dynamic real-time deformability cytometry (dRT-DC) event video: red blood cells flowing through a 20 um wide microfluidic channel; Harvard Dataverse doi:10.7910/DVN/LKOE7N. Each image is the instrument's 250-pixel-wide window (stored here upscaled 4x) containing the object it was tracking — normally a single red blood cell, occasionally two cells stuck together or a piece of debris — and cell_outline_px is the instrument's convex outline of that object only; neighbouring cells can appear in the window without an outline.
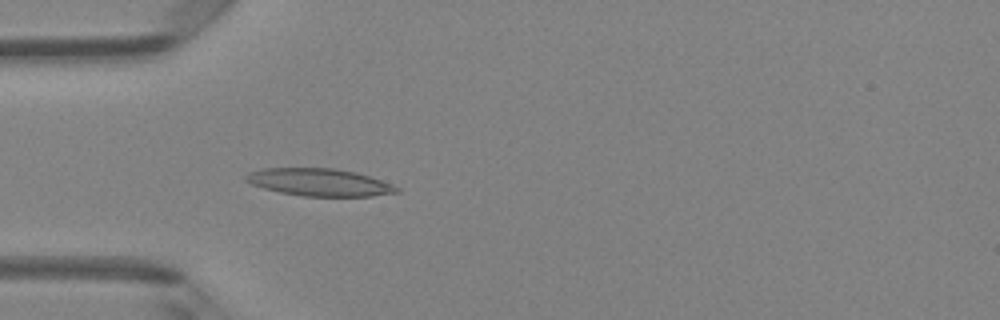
{"species": "Egyptian fruit bat (a non-hibernating species)", "species_latin": "Rousettus aegyptiacus", "temperature_condition": "room temperature", "stored_images_in_passage": 5, "camera_frame_rate_fps": 3000, "um_per_image_px": 0.085, "animal": {"sex": "female"}, "frame": {"image": 1, "passage_image": 5, "time_ms": 1.333, "image_size_px": [1000, 320], "cell_outline_px": [[400, 192], [372, 196], [300, 196], [280, 192], [264, 188], [252, 184], [244, 180], [244, 176], [248, 172], [260, 168], [332, 168], [356, 172], [392, 184], [400, 188]], "centroid_in_image_um": [27.12, 15.49], "position_along_channel_um": 57.9, "area_um2": 24.16}}